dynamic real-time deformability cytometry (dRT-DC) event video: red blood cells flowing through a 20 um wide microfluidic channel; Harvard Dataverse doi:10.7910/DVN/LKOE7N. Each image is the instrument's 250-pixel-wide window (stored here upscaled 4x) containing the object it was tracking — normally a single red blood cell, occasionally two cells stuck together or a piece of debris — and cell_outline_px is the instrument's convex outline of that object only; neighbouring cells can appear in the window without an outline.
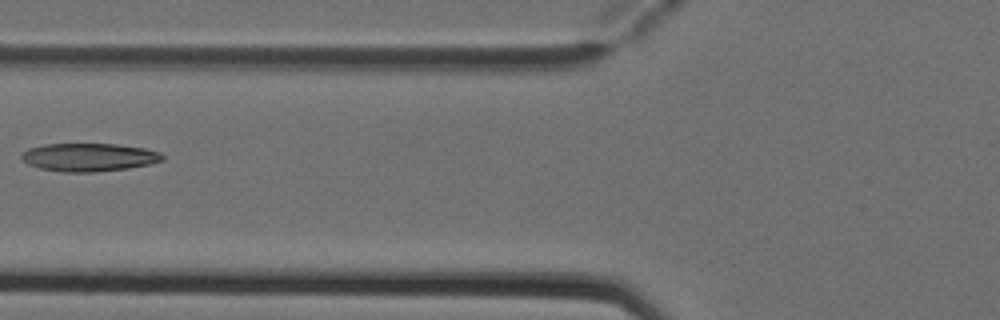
{"species": "Egyptian fruit bat (a non-hibernating species)", "species_latin": "Rousettus aegyptiacus", "temperature_condition": "cold", "stored_images_in_passage": 2, "camera_frame_rate_fps": 3000, "um_per_image_px": 0.085, "animal": {"sex": "female"}, "frame": {"image": 1, "passage_image": 2, "time_ms": 0.333, "image_size_px": [1000, 320], "cell_outline_px": [[164, 160], [152, 164], [128, 168], [96, 172], [64, 172], [40, 168], [28, 164], [20, 156], [28, 148], [44, 144], [116, 144], [144, 148], [160, 152], [164, 156]], "centroid_in_image_um": [7.59, 13.36], "position_along_channel_um": 118.2, "area_um2": 23.12}}